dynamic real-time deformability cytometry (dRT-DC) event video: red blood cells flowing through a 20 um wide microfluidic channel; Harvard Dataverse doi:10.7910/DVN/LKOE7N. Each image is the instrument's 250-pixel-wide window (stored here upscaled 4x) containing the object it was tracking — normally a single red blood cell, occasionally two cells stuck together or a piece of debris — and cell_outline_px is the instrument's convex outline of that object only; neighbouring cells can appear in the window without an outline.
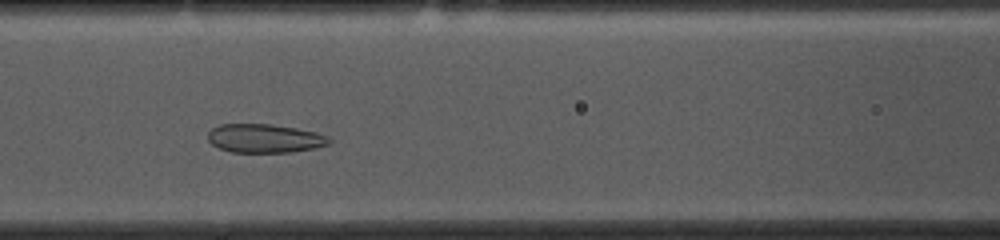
{"species": "common noctule bat (a hibernating species)", "species_latin": "Nyctalus noctula", "temperature_condition": "cold", "stored_images_in_passage": 31, "camera_frame_rate_fps": 3000, "um_per_image_px": 0.085, "animal": {"sex": "female", "body_mass_g": 10.0, "forearm_length_mm": 53.1}, "frame": {"image": 1, "passage_image": 9, "time_ms": 2.667, "image_size_px": [1000, 240], "cell_outline_px": [[332, 140], [328, 144], [316, 148], [292, 152], [232, 152], [220, 148], [212, 144], [208, 140], [208, 132], [212, 128], [220, 124], [272, 124], [296, 128], [316, 132], [328, 136]], "centroid_in_image_um": [22.51, 11.76], "position_along_channel_um": 144.1, "area_um2": 20.35}}
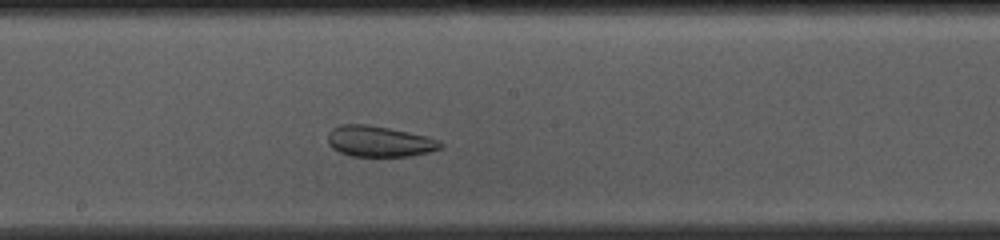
{"frame": {"image": 2, "passage_image": 15, "time_ms": 4.667, "image_size_px": [1000, 240], "cell_outline_px": [[444, 148], [428, 152], [408, 156], [352, 156], [340, 152], [332, 148], [328, 144], [328, 132], [332, 128], [340, 124], [368, 124], [428, 136], [440, 140], [444, 144]], "centroid_in_image_um": [32.25, 12.01], "position_along_channel_um": 215.9, "area_um2": 20.4}}
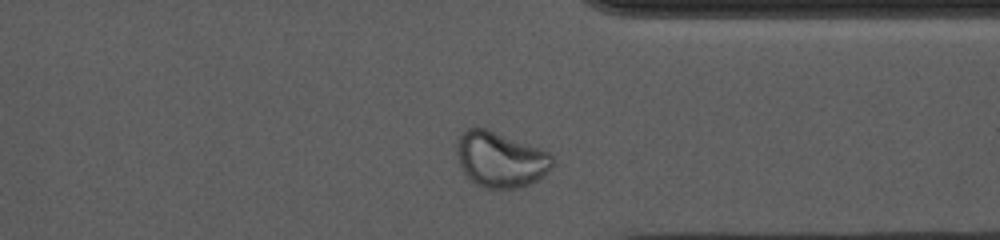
{"frame": {"image": 3, "passage_image": 28, "time_ms": 9.0, "image_size_px": [1000, 240], "cell_outline_px": [[556, 164], [544, 176], [520, 188], [480, 188], [464, 172], [460, 164], [456, 152], [456, 136], [468, 128], [476, 124], [488, 128], [540, 148], [548, 152], [556, 160]], "centroid_in_image_um": [42.53, 13.51], "position_along_channel_um": 368.9, "area_um2": 31.67}, "authors_computed_cell_mechanics": {"area_um2": 22.3686, "velocity_mm_per_s": 3.6018, "shape_relaxation_time_tau1_ms": null, "shape_relaxation_time_tau2_ms": 1.5685, "deformation_change_tau1": null, "deformation_change_tau2": 0.0649}}